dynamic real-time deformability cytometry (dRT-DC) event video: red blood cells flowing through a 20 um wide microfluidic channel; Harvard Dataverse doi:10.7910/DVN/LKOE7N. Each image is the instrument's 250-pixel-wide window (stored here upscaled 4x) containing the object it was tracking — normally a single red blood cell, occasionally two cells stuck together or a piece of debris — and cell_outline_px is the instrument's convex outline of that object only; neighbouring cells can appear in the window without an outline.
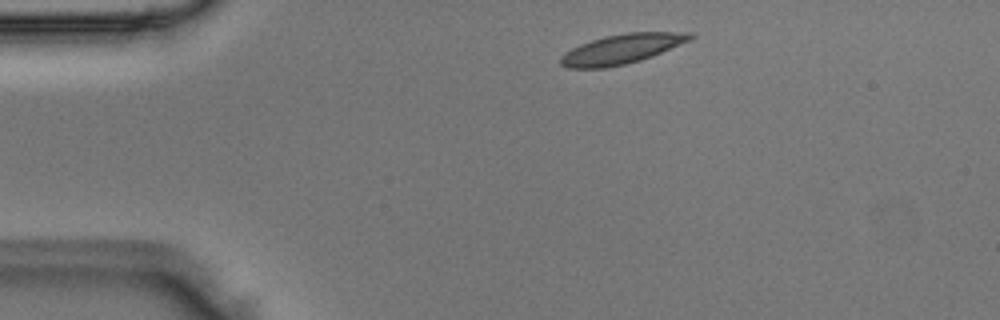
{"species": "Egyptian fruit bat (a non-hibernating species)", "species_latin": "Rousettus aegyptiacus", "temperature_condition": "room temperature", "stored_images_in_passage": 43, "camera_frame_rate_fps": 3000, "um_per_image_px": 0.085, "animal": {"sex": "male"}, "frame": {"image": 1, "passage_image": 2, "time_ms": 0.333, "image_size_px": [1000, 320], "cell_outline_px": [[696, 36], [688, 40], [652, 56], [640, 60], [624, 64], [604, 68], [568, 68], [560, 64], [560, 56], [564, 52], [580, 44], [604, 36], [628, 32], [692, 32]], "centroid_in_image_um": [52.81, 4.16], "position_along_channel_um": 32.2, "area_um2": 22.2}}
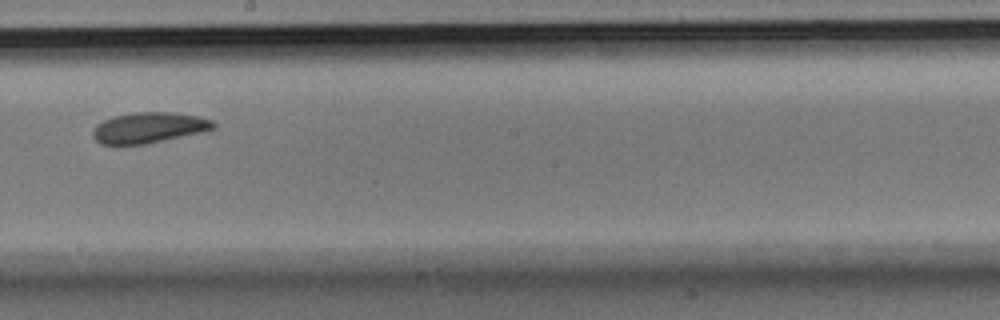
{"frame": {"image": 2, "passage_image": 21, "time_ms": 6.667, "image_size_px": [1000, 320], "cell_outline_px": [[216, 128], [204, 132], [144, 144], [116, 148], [100, 144], [92, 136], [92, 132], [96, 124], [112, 116], [136, 112], [172, 112], [200, 116], [212, 120], [216, 124]], "centroid_in_image_um": [12.61, 10.88], "position_along_channel_um": 235.6, "area_um2": 22.31}}
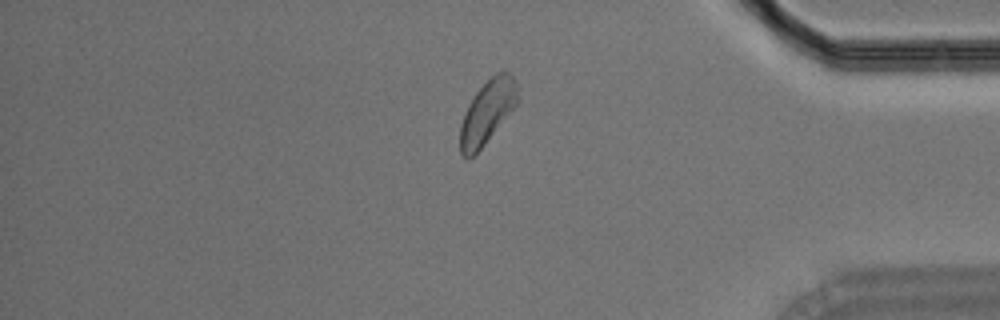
{"frame": {"image": 3, "passage_image": 35, "time_ms": 11.333, "image_size_px": [1000, 320], "cell_outline_px": [[520, 100], [480, 148], [468, 160], [460, 152], [460, 124], [468, 104], [476, 92], [496, 72], [508, 72], [516, 80]], "centroid_in_image_um": [41.43, 9.49], "position_along_channel_um": 393.8, "area_um2": 20.87}}